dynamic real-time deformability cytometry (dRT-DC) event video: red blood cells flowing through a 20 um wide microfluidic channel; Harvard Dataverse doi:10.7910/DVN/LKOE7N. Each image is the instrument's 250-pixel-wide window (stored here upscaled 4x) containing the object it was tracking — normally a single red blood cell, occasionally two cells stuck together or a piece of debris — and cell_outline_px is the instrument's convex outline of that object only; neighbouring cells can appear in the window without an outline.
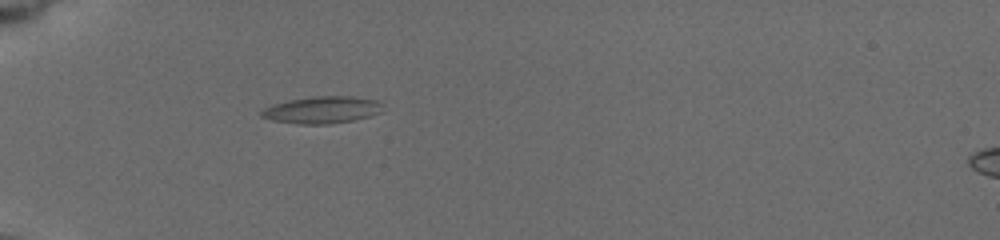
{"species": "common noctule bat (a hibernating species)", "species_latin": "Nyctalus noctula", "temperature_condition": "cold", "stored_images_in_passage": 5, "camera_frame_rate_fps": 3000, "um_per_image_px": 0.085, "animal": {"sex": "female", "body_mass_g": 19.5, "forearm_length_mm": 54.1}, "frame": {"image": 1, "passage_image": 5, "time_ms": 4.667, "image_size_px": [1000, 240], "cell_outline_px": [[384, 112], [372, 116], [352, 120], [328, 124], [300, 124], [272, 120], [260, 116], [260, 112], [264, 108], [272, 104], [288, 100], [312, 96], [352, 96], [376, 100], [380, 104]], "centroid_in_image_um": [27.38, 9.33], "position_along_channel_um": 57.6, "area_um2": 19.19}}